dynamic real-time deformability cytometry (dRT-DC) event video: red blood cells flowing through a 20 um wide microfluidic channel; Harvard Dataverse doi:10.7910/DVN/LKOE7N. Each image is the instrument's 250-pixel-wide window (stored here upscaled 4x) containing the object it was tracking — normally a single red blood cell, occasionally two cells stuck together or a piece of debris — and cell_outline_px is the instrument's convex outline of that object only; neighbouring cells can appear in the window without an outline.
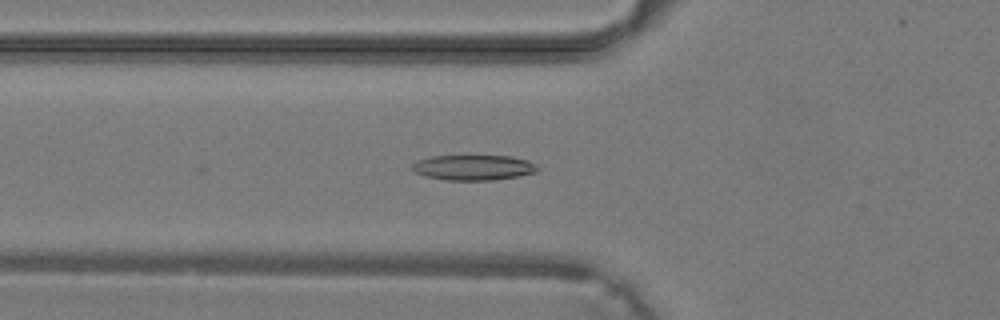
{"species": "common noctule bat (a hibernating species)", "species_latin": "Nyctalus noctula", "temperature_condition": "warm", "stored_images_in_passage": 25, "camera_frame_rate_fps": 3000, "um_per_image_px": 0.085, "animal": {"sex": "male", "body_mass_g": 19.2, "forearm_length_mm": 51.8}, "frame": {"image": 1, "passage_image": 3, "time_ms": 0.667, "image_size_px": [1000, 320], "cell_outline_px": [[540, 168], [536, 172], [516, 176], [492, 180], [448, 180], [424, 176], [416, 172], [412, 168], [412, 164], [416, 160], [432, 156], [512, 156], [528, 160], [536, 164]], "centroid_in_image_um": [40.25, 14.23], "position_along_channel_um": 85.5, "area_um2": 18.44}}
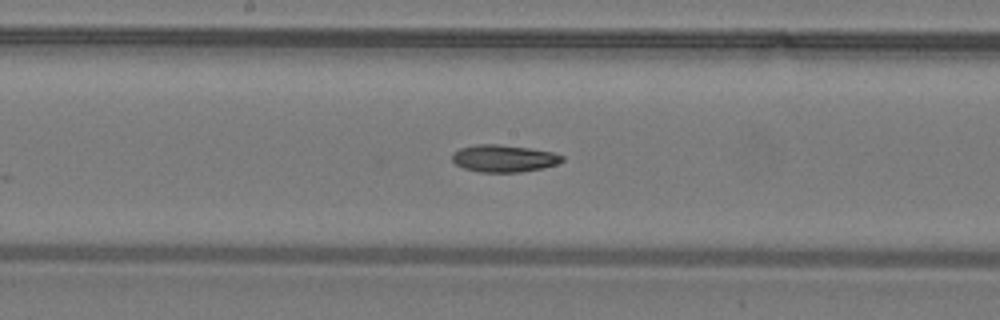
{"frame": {"image": 2, "passage_image": 10, "time_ms": 3.0, "image_size_px": [1000, 320], "cell_outline_px": [[564, 160], [556, 164], [544, 168], [520, 172], [480, 172], [464, 168], [456, 164], [452, 160], [452, 152], [460, 148], [476, 144], [500, 144], [528, 148], [552, 152], [564, 156]], "centroid_in_image_um": [42.81, 13.46], "position_along_channel_um": 205.4, "area_um2": 17.46}}
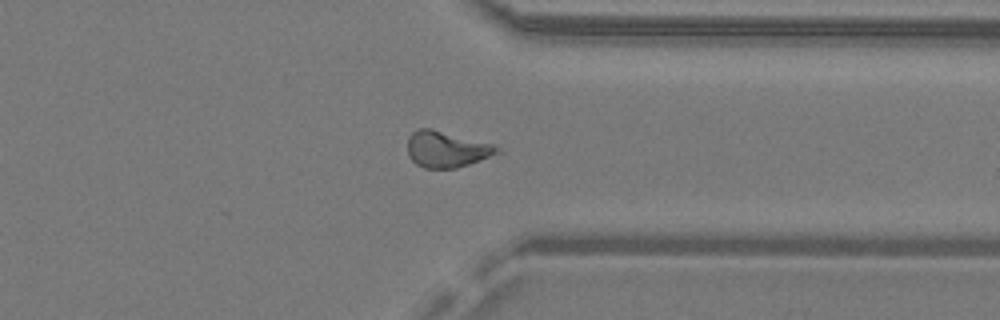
{"frame": {"image": 3, "passage_image": 20, "time_ms": 6.333, "image_size_px": [1000, 320], "cell_outline_px": [[500, 152], [480, 160], [456, 168], [424, 168], [416, 164], [408, 156], [408, 136], [412, 132], [420, 128], [432, 128], [492, 144], [500, 148]], "centroid_in_image_um": [37.92, 12.68], "position_along_channel_um": 373.5, "area_um2": 18.79}}